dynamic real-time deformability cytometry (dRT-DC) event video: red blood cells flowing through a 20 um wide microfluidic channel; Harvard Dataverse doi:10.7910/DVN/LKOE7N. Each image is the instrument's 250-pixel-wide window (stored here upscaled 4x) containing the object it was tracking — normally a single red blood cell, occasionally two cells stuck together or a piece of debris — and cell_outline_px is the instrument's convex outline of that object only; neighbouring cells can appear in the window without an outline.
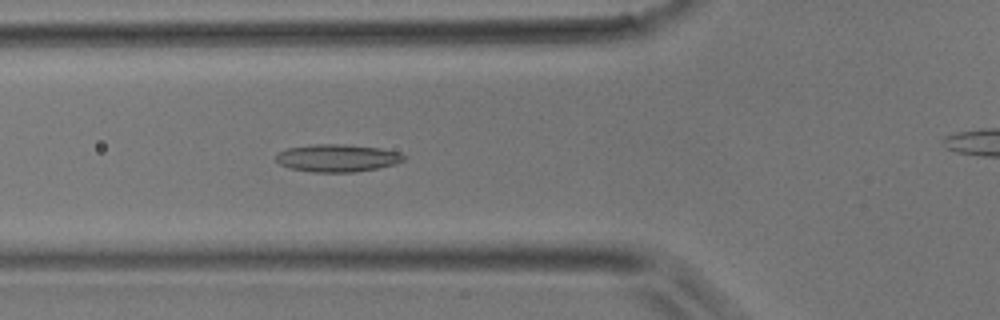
{"species": "common noctule bat (a hibernating species)", "species_latin": "Nyctalus noctula", "temperature_condition": "room temperature", "stored_images_in_passage": 26, "camera_frame_rate_fps": 3000, "um_per_image_px": 0.085, "animal": {"sex": "male", "body_mass_g": 17.9}, "frame": {"image": 1, "passage_image": 4, "time_ms": 1.0, "image_size_px": [1000, 320], "cell_outline_px": [[408, 156], [404, 160], [396, 164], [380, 168], [356, 172], [312, 172], [288, 168], [280, 164], [276, 160], [276, 152], [288, 148], [316, 144], [344, 144], [380, 148], [400, 152]], "centroid_in_image_um": [28.7, 13.44], "position_along_channel_um": 97.1, "area_um2": 20.81}}
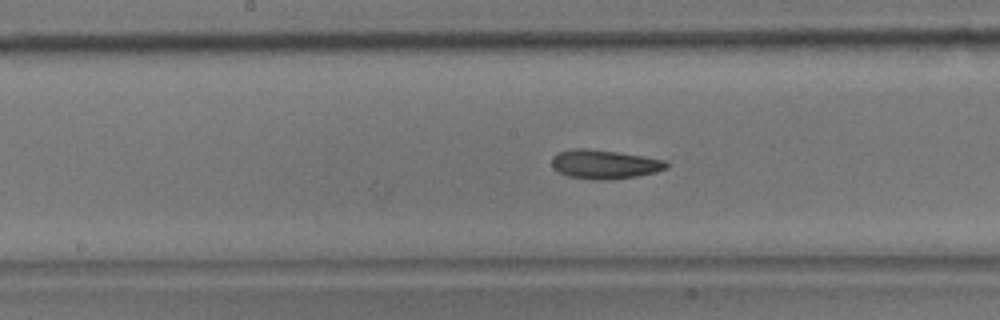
{"frame": {"image": 2, "passage_image": 11, "time_ms": 3.333, "image_size_px": [1000, 320], "cell_outline_px": [[668, 168], [656, 172], [636, 176], [608, 180], [592, 180], [568, 176], [552, 168], [552, 156], [560, 152], [572, 148], [584, 148], [616, 152], [668, 160]], "centroid_in_image_um": [51.39, 13.97], "position_along_channel_um": 196.8, "area_um2": 19.42}}
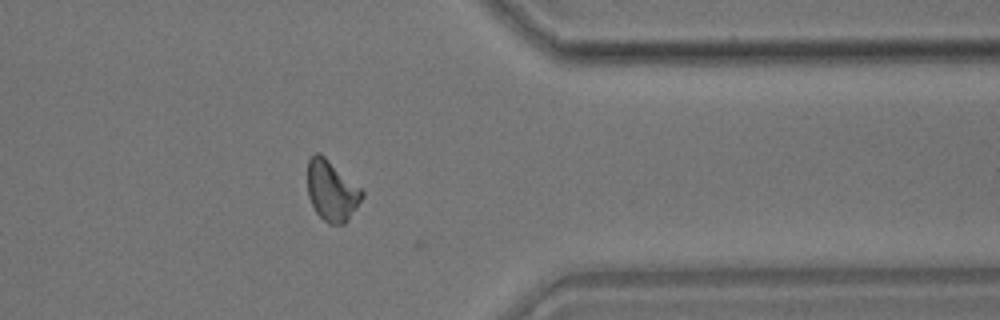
{"frame": {"image": 3, "passage_image": 25, "time_ms": 8.0, "image_size_px": [1000, 320], "cell_outline_px": [[364, 196], [348, 220], [344, 224], [328, 224], [316, 212], [308, 196], [308, 160], [316, 152], [320, 152], [360, 188], [364, 192]], "centroid_in_image_um": [28.19, 16.22], "position_along_channel_um": 383.2, "area_um2": 19.02}}